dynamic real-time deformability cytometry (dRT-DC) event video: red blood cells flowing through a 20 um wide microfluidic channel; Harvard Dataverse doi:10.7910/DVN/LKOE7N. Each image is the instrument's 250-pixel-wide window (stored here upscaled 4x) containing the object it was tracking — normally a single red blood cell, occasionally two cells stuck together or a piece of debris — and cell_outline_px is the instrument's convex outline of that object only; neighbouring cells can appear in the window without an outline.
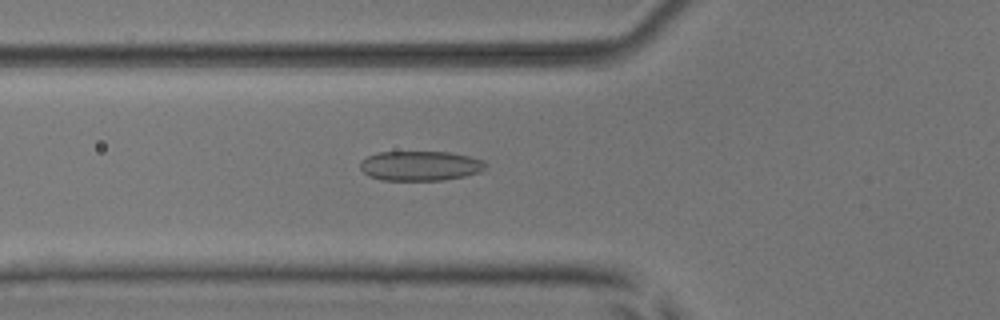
{"species": "common noctule bat (a hibernating species)", "species_latin": "Nyctalus noctula", "temperature_condition": "room temperature", "stored_images_in_passage": 53, "camera_frame_rate_fps": 3000, "um_per_image_px": 0.085, "animal": {"sex": "male", "body_mass_g": 17.9, "forearm_length_mm": 54.2}, "frame": {"image": 1, "passage_image": 20, "time_ms": 6.333, "image_size_px": [1000, 320], "cell_outline_px": [[488, 164], [480, 172], [464, 176], [444, 180], [380, 180], [368, 176], [360, 168], [360, 160], [368, 156], [380, 152], [448, 152], [468, 156], [484, 160]], "centroid_in_image_um": [35.71, 14.1], "position_along_channel_um": 90.1, "area_um2": 21.79}}
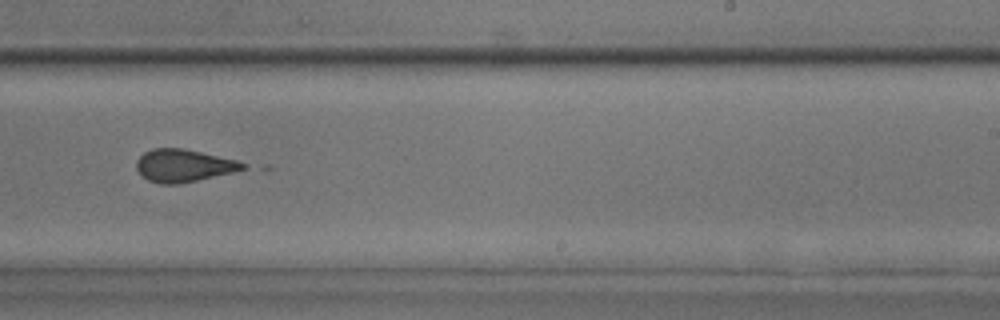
{"frame": {"image": 2, "passage_image": 34, "time_ms": 11.0, "image_size_px": [1000, 320], "cell_outline_px": [[248, 164], [244, 168], [232, 172], [196, 180], [176, 184], [160, 184], [148, 180], [136, 168], [136, 160], [144, 152], [152, 148], [184, 148], [236, 160]], "centroid_in_image_um": [15.57, 14.06], "position_along_channel_um": 273.4, "area_um2": 19.94}}
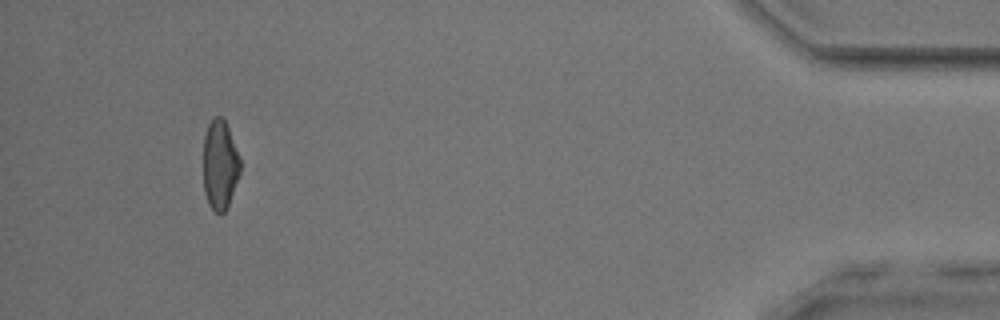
{"frame": {"image": 3, "passage_image": 50, "time_ms": 16.333, "image_size_px": [1000, 320], "cell_outline_px": [[240, 172], [228, 208], [224, 212], [216, 212], [208, 204], [204, 192], [204, 136], [208, 124], [216, 116], [220, 116], [224, 120], [228, 128], [240, 160]], "centroid_in_image_um": [18.69, 14.04], "position_along_channel_um": 416.5, "area_um2": 19.02}}